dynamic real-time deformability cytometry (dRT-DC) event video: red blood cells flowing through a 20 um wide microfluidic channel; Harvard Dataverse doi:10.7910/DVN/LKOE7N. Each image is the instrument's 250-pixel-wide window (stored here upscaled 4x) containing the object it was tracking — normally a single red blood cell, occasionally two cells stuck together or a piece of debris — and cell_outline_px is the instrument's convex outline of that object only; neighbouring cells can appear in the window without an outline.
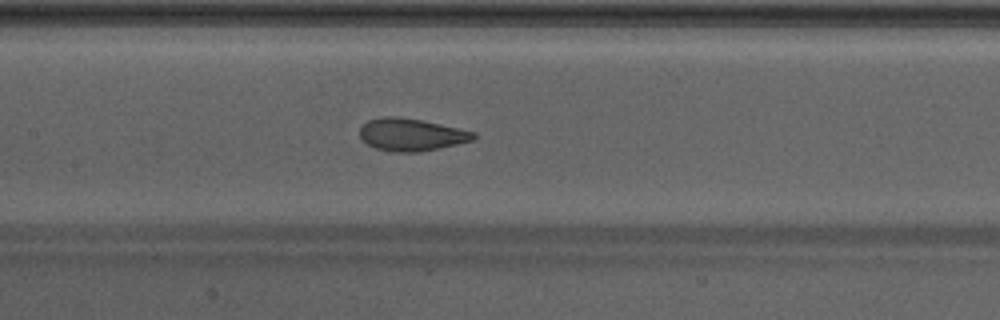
{"species": "Egyptian fruit bat (a non-hibernating species)", "species_latin": "Rousettus aegyptiacus", "temperature_condition": "warm", "stored_images_in_passage": 39, "camera_frame_rate_fps": 3000, "um_per_image_px": 0.085, "animal": {"sex": "male"}, "frame": {"image": 1, "passage_image": 13, "time_ms": 4.0, "image_size_px": [1000, 320], "cell_outline_px": [[476, 136], [472, 140], [440, 148], [416, 152], [396, 152], [376, 148], [368, 144], [360, 136], [360, 128], [368, 120], [384, 116], [396, 116], [420, 120], [476, 132]], "centroid_in_image_um": [34.95, 11.44], "position_along_channel_um": 172.5, "area_um2": 21.15}}
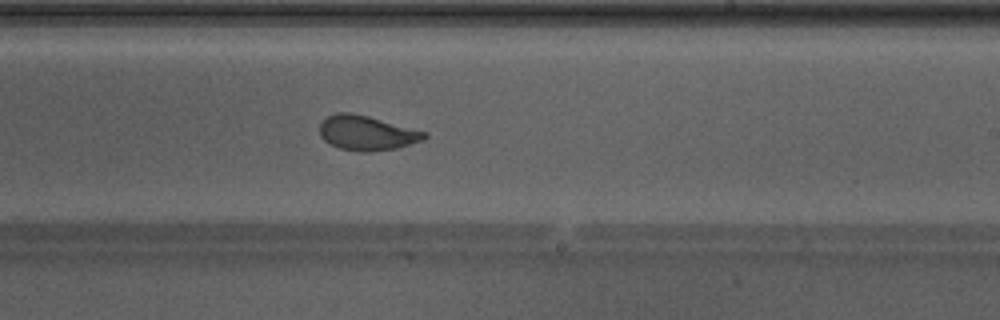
{"frame": {"image": 2, "passage_image": 19, "time_ms": 6.0, "image_size_px": [1000, 320], "cell_outline_px": [[428, 136], [424, 140], [396, 148], [368, 152], [360, 152], [340, 148], [324, 140], [320, 136], [320, 120], [336, 112], [348, 112], [368, 116], [428, 132]], "centroid_in_image_um": [31.18, 11.29], "position_along_channel_um": 257.8, "area_um2": 21.21}}
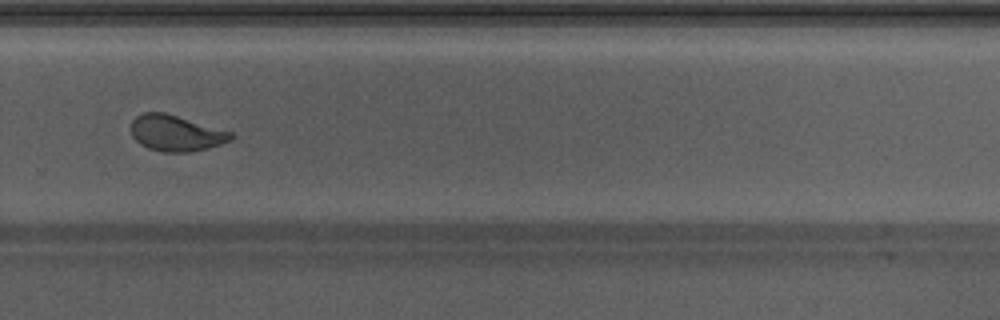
{"frame": {"image": 3, "passage_image": 23, "time_ms": 7.333, "image_size_px": [1000, 320], "cell_outline_px": [[232, 140], [208, 148], [188, 152], [164, 152], [148, 148], [140, 144], [132, 136], [132, 120], [136, 116], [144, 112], [164, 112], [232, 132]], "centroid_in_image_um": [14.94, 11.32], "position_along_channel_um": 314.9, "area_um2": 20.75}, "authors_computed_cell_mechanics": {"area_um2": 21.675, "velocity_mm_per_s": 4.2892, "shape_relaxation_time_tau1_ms": 3.4343, "shape_relaxation_time_tau2_ms": 0.7722, "deformation_change_tau1": 0.1618, "deformation_change_tau2": 0.0682}}